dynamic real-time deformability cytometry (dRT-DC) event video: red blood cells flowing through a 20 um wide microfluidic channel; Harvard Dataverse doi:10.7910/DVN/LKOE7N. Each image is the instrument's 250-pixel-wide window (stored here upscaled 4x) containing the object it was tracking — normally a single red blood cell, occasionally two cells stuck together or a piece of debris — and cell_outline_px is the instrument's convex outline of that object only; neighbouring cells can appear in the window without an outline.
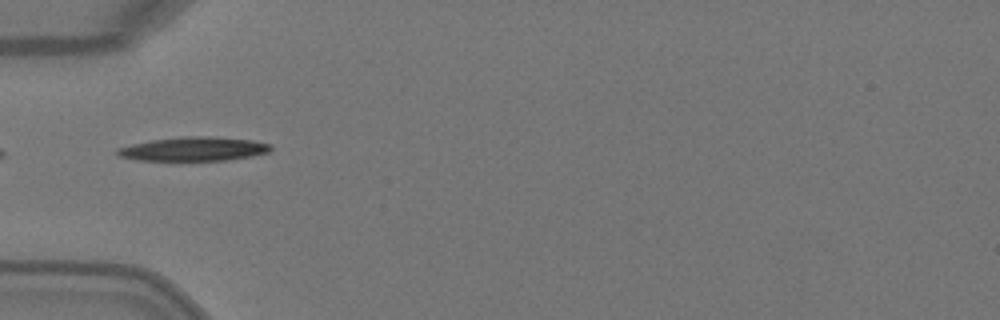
{"species": "Egyptian fruit bat (a non-hibernating species)", "species_latin": "Rousettus aegyptiacus", "temperature_condition": "warm", "stored_images_in_passage": 3, "camera_frame_rate_fps": 3000, "um_per_image_px": 0.085, "animal": {"sex": "female"}, "frame": {"image": 1, "passage_image": 3, "time_ms": 0.667, "image_size_px": [1000, 320], "cell_outline_px": [[272, 148], [268, 152], [248, 156], [224, 160], [136, 160], [116, 156], [116, 148], [132, 144], [152, 140], [184, 136], [212, 136], [252, 140], [272, 144]], "centroid_in_image_um": [16.42, 12.65], "position_along_channel_um": 68.6, "area_um2": 21.33}}